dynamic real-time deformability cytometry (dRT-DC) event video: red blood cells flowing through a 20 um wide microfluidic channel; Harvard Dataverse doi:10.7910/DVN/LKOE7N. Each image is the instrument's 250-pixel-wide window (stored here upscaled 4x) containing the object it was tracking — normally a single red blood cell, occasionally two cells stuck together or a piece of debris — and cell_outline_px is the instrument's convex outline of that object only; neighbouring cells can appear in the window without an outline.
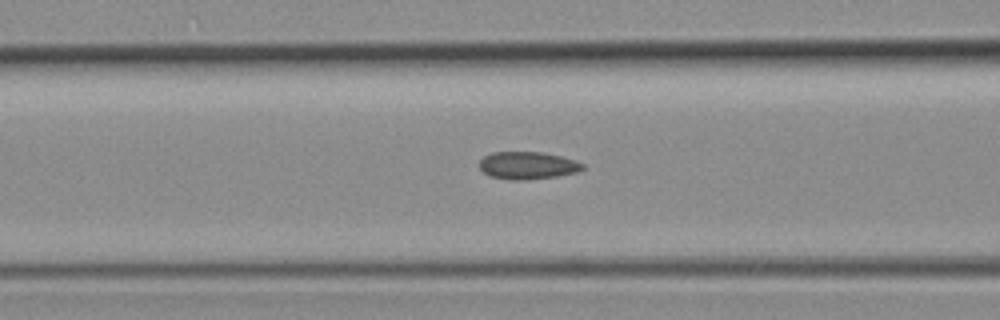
{"species": "common noctule bat (a hibernating species)", "species_latin": "Nyctalus noctula", "temperature_condition": "room temperature", "stored_images_in_passage": 20, "camera_frame_rate_fps": 3000, "um_per_image_px": 0.085, "animal": {"sex": "female", "body_mass_g": 19.3, "forearm_length_mm": 54.1}, "frame": {"image": 1, "passage_image": 16, "time_ms": 5.0, "image_size_px": [1000, 320], "cell_outline_px": [[584, 168], [576, 172], [556, 176], [524, 180], [512, 180], [492, 176], [484, 172], [480, 168], [480, 160], [484, 156], [492, 152], [540, 152], [560, 156], [576, 160], [584, 164]], "centroid_in_image_um": [44.85, 14.05], "position_along_channel_um": 121.7, "area_um2": 16.36}}
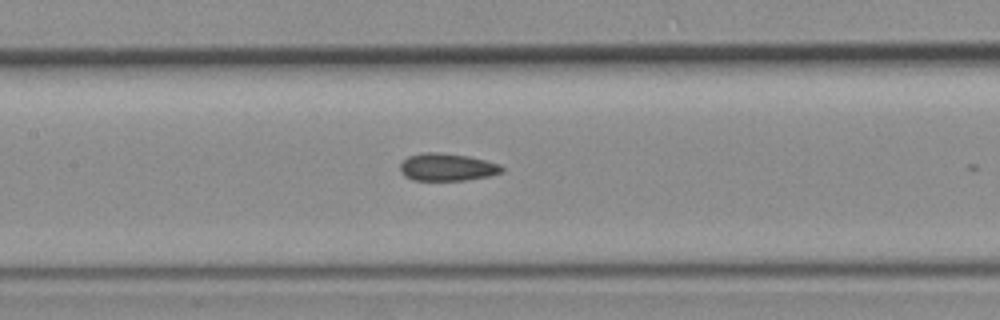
{"frame": {"image": 2, "passage_image": 19, "time_ms": 6.0, "image_size_px": [1000, 320], "cell_outline_px": [[504, 172], [488, 176], [468, 180], [412, 180], [404, 176], [400, 172], [400, 164], [408, 156], [424, 152], [436, 152], [468, 156], [500, 164], [504, 168]], "centroid_in_image_um": [38.0, 14.21], "position_along_channel_um": 169.4, "area_um2": 16.36}}